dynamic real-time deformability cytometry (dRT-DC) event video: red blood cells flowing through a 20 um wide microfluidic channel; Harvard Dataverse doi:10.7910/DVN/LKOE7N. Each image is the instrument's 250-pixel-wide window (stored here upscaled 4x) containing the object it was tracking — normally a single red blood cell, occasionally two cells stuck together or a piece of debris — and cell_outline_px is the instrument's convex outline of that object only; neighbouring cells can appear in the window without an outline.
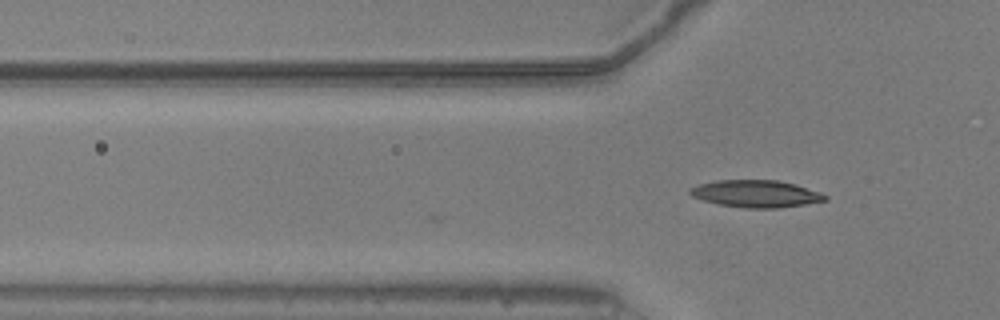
{"species": "common noctule bat (a hibernating species)", "species_latin": "Nyctalus noctula", "temperature_condition": "warm", "stored_images_in_passage": 4, "camera_frame_rate_fps": 3000, "um_per_image_px": 0.085, "animal": {"sex": "male", "body_mass_g": 20.5, "forearm_length_mm": 52.5}, "frame": {"image": 1, "passage_image": 4, "time_ms": 1.0, "image_size_px": [1000, 320], "cell_outline_px": [[828, 200], [780, 208], [744, 208], [720, 204], [704, 200], [692, 196], [688, 192], [688, 188], [700, 184], [716, 180], [776, 180], [796, 184], [820, 192], [828, 196]], "centroid_in_image_um": [64.27, 16.46], "position_along_channel_um": 61.5, "area_um2": 21.39}}